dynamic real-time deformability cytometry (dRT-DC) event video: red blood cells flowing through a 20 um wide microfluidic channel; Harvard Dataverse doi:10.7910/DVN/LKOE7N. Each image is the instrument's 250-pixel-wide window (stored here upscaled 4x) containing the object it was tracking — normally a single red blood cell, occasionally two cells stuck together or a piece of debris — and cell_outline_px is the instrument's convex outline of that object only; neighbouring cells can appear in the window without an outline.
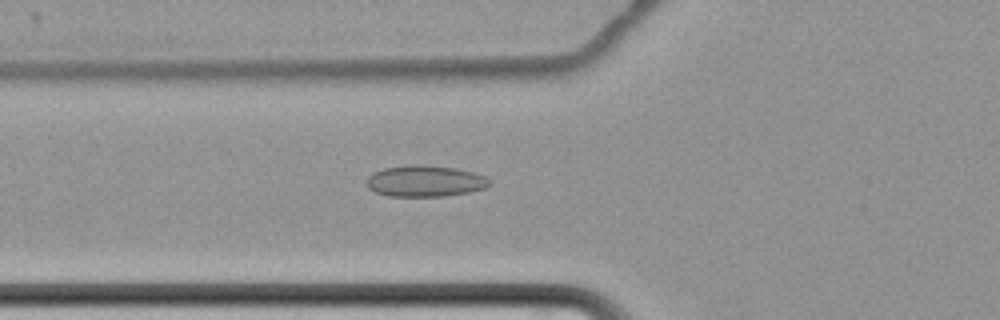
{"species": "common noctule bat (a hibernating species)", "species_latin": "Nyctalus noctula", "temperature_condition": "cold", "stored_images_in_passage": 64, "camera_frame_rate_fps": 3000, "um_per_image_px": 0.085, "animal": {"sex": "female", "body_mass_g": 22.7, "forearm_length_mm": 54.2}, "frame": {"image": 1, "passage_image": 27, "time_ms": 8.667, "image_size_px": [1000, 320], "cell_outline_px": [[492, 180], [484, 188], [468, 192], [444, 196], [388, 196], [376, 192], [368, 188], [368, 176], [372, 172], [384, 168], [412, 164], [424, 164], [456, 168], [472, 172], [484, 176]], "centroid_in_image_um": [36.11, 15.38], "position_along_channel_um": 89.7, "area_um2": 22.37}}
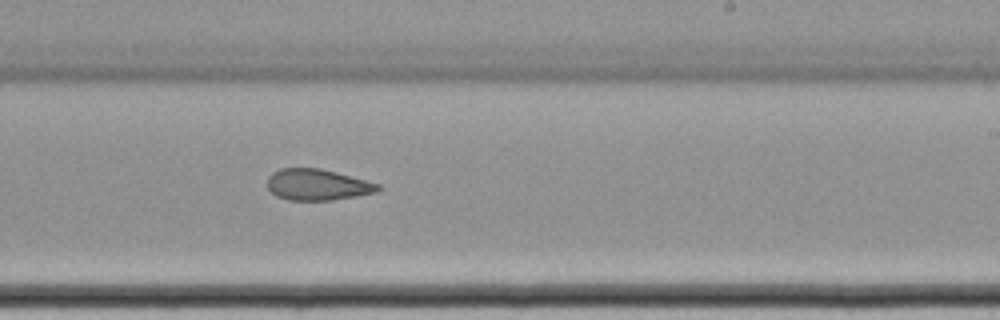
{"frame": {"image": 2, "passage_image": 42, "time_ms": 13.667, "image_size_px": [1000, 320], "cell_outline_px": [[380, 188], [376, 192], [356, 196], [332, 200], [288, 200], [276, 196], [268, 188], [268, 176], [272, 172], [280, 168], [320, 168], [336, 172], [380, 184]], "centroid_in_image_um": [26.96, 15.7], "position_along_channel_um": 262.0, "area_um2": 20.06}}
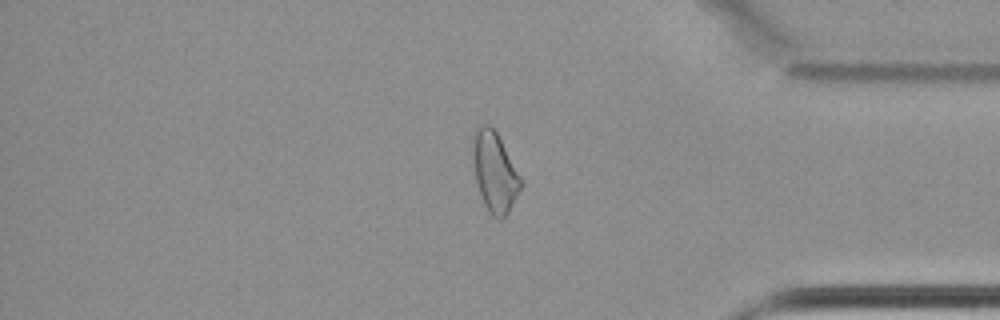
{"frame": {"image": 3, "passage_image": 55, "time_ms": 18.0, "image_size_px": [1000, 320], "cell_outline_px": [[524, 184], [504, 220], [496, 220], [488, 212], [484, 204], [476, 180], [472, 148], [472, 136], [476, 128], [484, 124], [492, 124], [524, 180]], "centroid_in_image_um": [42.08, 14.63], "position_along_channel_um": 393.1, "area_um2": 22.83}, "authors_computed_cell_mechanics": {"area_um2": 23.0333, "velocity_mm_per_s": 3.4511, "shape_relaxation_time_tau1_ms": null, "shape_relaxation_time_tau2_ms": 3.1355, "deformation_change_tau1": null, "deformation_change_tau2": 0.0983}}